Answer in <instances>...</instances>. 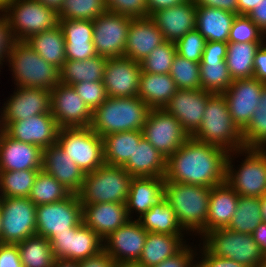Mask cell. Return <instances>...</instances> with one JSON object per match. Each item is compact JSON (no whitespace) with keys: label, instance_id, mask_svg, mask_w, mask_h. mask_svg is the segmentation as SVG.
<instances>
[{"label":"cell","instance_id":"6da1fadb","mask_svg":"<svg viewBox=\"0 0 266 267\" xmlns=\"http://www.w3.org/2000/svg\"><path fill=\"white\" fill-rule=\"evenodd\" d=\"M227 154L223 148L190 137L166 159L165 182L208 188L224 184Z\"/></svg>","mask_w":266,"mask_h":267},{"label":"cell","instance_id":"7a4b0ae2","mask_svg":"<svg viewBox=\"0 0 266 267\" xmlns=\"http://www.w3.org/2000/svg\"><path fill=\"white\" fill-rule=\"evenodd\" d=\"M150 111L138 96L108 97L93 111L90 127L102 138L123 131L143 130Z\"/></svg>","mask_w":266,"mask_h":267},{"label":"cell","instance_id":"3957f363","mask_svg":"<svg viewBox=\"0 0 266 267\" xmlns=\"http://www.w3.org/2000/svg\"><path fill=\"white\" fill-rule=\"evenodd\" d=\"M191 137L233 152V155L245 148L242 132L234 124L223 94H213L208 99L201 126Z\"/></svg>","mask_w":266,"mask_h":267},{"label":"cell","instance_id":"277c9868","mask_svg":"<svg viewBox=\"0 0 266 267\" xmlns=\"http://www.w3.org/2000/svg\"><path fill=\"white\" fill-rule=\"evenodd\" d=\"M211 188L165 182L164 198L175 211L177 220L184 230L206 235V219Z\"/></svg>","mask_w":266,"mask_h":267},{"label":"cell","instance_id":"5b68a950","mask_svg":"<svg viewBox=\"0 0 266 267\" xmlns=\"http://www.w3.org/2000/svg\"><path fill=\"white\" fill-rule=\"evenodd\" d=\"M7 58L16 87L51 90L59 83V69L46 62L26 41L14 40Z\"/></svg>","mask_w":266,"mask_h":267},{"label":"cell","instance_id":"8992f818","mask_svg":"<svg viewBox=\"0 0 266 267\" xmlns=\"http://www.w3.org/2000/svg\"><path fill=\"white\" fill-rule=\"evenodd\" d=\"M132 176L122 167L103 164L85 174L78 193L81 204L126 203Z\"/></svg>","mask_w":266,"mask_h":267},{"label":"cell","instance_id":"52a82bcc","mask_svg":"<svg viewBox=\"0 0 266 267\" xmlns=\"http://www.w3.org/2000/svg\"><path fill=\"white\" fill-rule=\"evenodd\" d=\"M0 12L6 13L14 40L25 41L32 35L59 25L58 12L36 0H14L0 9Z\"/></svg>","mask_w":266,"mask_h":267},{"label":"cell","instance_id":"ba28073f","mask_svg":"<svg viewBox=\"0 0 266 267\" xmlns=\"http://www.w3.org/2000/svg\"><path fill=\"white\" fill-rule=\"evenodd\" d=\"M203 240V245L217 257L234 260L247 267H257L266 261L252 234L220 228L208 232Z\"/></svg>","mask_w":266,"mask_h":267},{"label":"cell","instance_id":"9c48e42d","mask_svg":"<svg viewBox=\"0 0 266 267\" xmlns=\"http://www.w3.org/2000/svg\"><path fill=\"white\" fill-rule=\"evenodd\" d=\"M247 155L238 171L232 165V152L226 159V182L239 196L261 197L266 194V149L243 148ZM240 152V153H239Z\"/></svg>","mask_w":266,"mask_h":267},{"label":"cell","instance_id":"30bf717a","mask_svg":"<svg viewBox=\"0 0 266 267\" xmlns=\"http://www.w3.org/2000/svg\"><path fill=\"white\" fill-rule=\"evenodd\" d=\"M56 144L85 174L104 164L103 138L91 127L60 128Z\"/></svg>","mask_w":266,"mask_h":267},{"label":"cell","instance_id":"8fae6325","mask_svg":"<svg viewBox=\"0 0 266 267\" xmlns=\"http://www.w3.org/2000/svg\"><path fill=\"white\" fill-rule=\"evenodd\" d=\"M0 243L18 244L36 235V205L28 197H0Z\"/></svg>","mask_w":266,"mask_h":267},{"label":"cell","instance_id":"7c38bea8","mask_svg":"<svg viewBox=\"0 0 266 267\" xmlns=\"http://www.w3.org/2000/svg\"><path fill=\"white\" fill-rule=\"evenodd\" d=\"M82 219L78 194L55 203L36 206V235L49 239L53 234L69 233Z\"/></svg>","mask_w":266,"mask_h":267},{"label":"cell","instance_id":"4fadbf2b","mask_svg":"<svg viewBox=\"0 0 266 267\" xmlns=\"http://www.w3.org/2000/svg\"><path fill=\"white\" fill-rule=\"evenodd\" d=\"M142 131L166 159L190 138L181 123L164 108L151 109Z\"/></svg>","mask_w":266,"mask_h":267},{"label":"cell","instance_id":"5bb4252c","mask_svg":"<svg viewBox=\"0 0 266 267\" xmlns=\"http://www.w3.org/2000/svg\"><path fill=\"white\" fill-rule=\"evenodd\" d=\"M131 17L106 11L93 20V44L97 55L125 57Z\"/></svg>","mask_w":266,"mask_h":267},{"label":"cell","instance_id":"9a60e30c","mask_svg":"<svg viewBox=\"0 0 266 267\" xmlns=\"http://www.w3.org/2000/svg\"><path fill=\"white\" fill-rule=\"evenodd\" d=\"M55 259L79 262L103 249V240L83 221L69 233L53 234L49 239Z\"/></svg>","mask_w":266,"mask_h":267},{"label":"cell","instance_id":"2e32d148","mask_svg":"<svg viewBox=\"0 0 266 267\" xmlns=\"http://www.w3.org/2000/svg\"><path fill=\"white\" fill-rule=\"evenodd\" d=\"M51 113L60 128L90 127L93 112L73 86L58 83L50 90Z\"/></svg>","mask_w":266,"mask_h":267},{"label":"cell","instance_id":"e0dca14e","mask_svg":"<svg viewBox=\"0 0 266 267\" xmlns=\"http://www.w3.org/2000/svg\"><path fill=\"white\" fill-rule=\"evenodd\" d=\"M266 84L255 78L233 80L223 93L234 124L242 132L258 108L260 94Z\"/></svg>","mask_w":266,"mask_h":267},{"label":"cell","instance_id":"ac0fdd59","mask_svg":"<svg viewBox=\"0 0 266 267\" xmlns=\"http://www.w3.org/2000/svg\"><path fill=\"white\" fill-rule=\"evenodd\" d=\"M147 234L137 219H130L103 240V249L116 263H137Z\"/></svg>","mask_w":266,"mask_h":267},{"label":"cell","instance_id":"d6986e66","mask_svg":"<svg viewBox=\"0 0 266 267\" xmlns=\"http://www.w3.org/2000/svg\"><path fill=\"white\" fill-rule=\"evenodd\" d=\"M226 42L208 41L200 61L201 89L213 94H223L233 79L226 63Z\"/></svg>","mask_w":266,"mask_h":267},{"label":"cell","instance_id":"ffe728a7","mask_svg":"<svg viewBox=\"0 0 266 267\" xmlns=\"http://www.w3.org/2000/svg\"><path fill=\"white\" fill-rule=\"evenodd\" d=\"M1 129L13 139L45 149L56 145L60 127L52 113H43L28 119L7 122Z\"/></svg>","mask_w":266,"mask_h":267},{"label":"cell","instance_id":"44dd1931","mask_svg":"<svg viewBox=\"0 0 266 267\" xmlns=\"http://www.w3.org/2000/svg\"><path fill=\"white\" fill-rule=\"evenodd\" d=\"M14 95L6 101L0 116V129L7 122L51 113L50 90L33 87H17ZM2 122V123H1Z\"/></svg>","mask_w":266,"mask_h":267},{"label":"cell","instance_id":"7402d4cb","mask_svg":"<svg viewBox=\"0 0 266 267\" xmlns=\"http://www.w3.org/2000/svg\"><path fill=\"white\" fill-rule=\"evenodd\" d=\"M141 65L127 57L107 59L103 84L108 97H135L141 77Z\"/></svg>","mask_w":266,"mask_h":267},{"label":"cell","instance_id":"603a6c76","mask_svg":"<svg viewBox=\"0 0 266 267\" xmlns=\"http://www.w3.org/2000/svg\"><path fill=\"white\" fill-rule=\"evenodd\" d=\"M213 95L203 89H177L165 106L191 137L201 126L208 99Z\"/></svg>","mask_w":266,"mask_h":267},{"label":"cell","instance_id":"cb8c5ba5","mask_svg":"<svg viewBox=\"0 0 266 267\" xmlns=\"http://www.w3.org/2000/svg\"><path fill=\"white\" fill-rule=\"evenodd\" d=\"M197 6L193 0L159 10L149 17L162 32L165 41L176 43L187 32L196 29Z\"/></svg>","mask_w":266,"mask_h":267},{"label":"cell","instance_id":"d4e9b609","mask_svg":"<svg viewBox=\"0 0 266 267\" xmlns=\"http://www.w3.org/2000/svg\"><path fill=\"white\" fill-rule=\"evenodd\" d=\"M42 169V149L8 136L0 129V171Z\"/></svg>","mask_w":266,"mask_h":267},{"label":"cell","instance_id":"484cf974","mask_svg":"<svg viewBox=\"0 0 266 267\" xmlns=\"http://www.w3.org/2000/svg\"><path fill=\"white\" fill-rule=\"evenodd\" d=\"M81 205L83 223L102 240L131 219L125 203L104 202Z\"/></svg>","mask_w":266,"mask_h":267},{"label":"cell","instance_id":"4316f807","mask_svg":"<svg viewBox=\"0 0 266 267\" xmlns=\"http://www.w3.org/2000/svg\"><path fill=\"white\" fill-rule=\"evenodd\" d=\"M42 170L55 177L71 193L78 194L85 173L57 144L42 149Z\"/></svg>","mask_w":266,"mask_h":267},{"label":"cell","instance_id":"83f0119b","mask_svg":"<svg viewBox=\"0 0 266 267\" xmlns=\"http://www.w3.org/2000/svg\"><path fill=\"white\" fill-rule=\"evenodd\" d=\"M164 42L162 32L150 17L132 18L128 30L125 57L140 63Z\"/></svg>","mask_w":266,"mask_h":267},{"label":"cell","instance_id":"f1b7e54d","mask_svg":"<svg viewBox=\"0 0 266 267\" xmlns=\"http://www.w3.org/2000/svg\"><path fill=\"white\" fill-rule=\"evenodd\" d=\"M238 197L227 182L211 188L206 234L215 229L228 227L237 209Z\"/></svg>","mask_w":266,"mask_h":267},{"label":"cell","instance_id":"f546056e","mask_svg":"<svg viewBox=\"0 0 266 267\" xmlns=\"http://www.w3.org/2000/svg\"><path fill=\"white\" fill-rule=\"evenodd\" d=\"M164 177H133L126 200L128 215L136 211L139 217L164 197Z\"/></svg>","mask_w":266,"mask_h":267},{"label":"cell","instance_id":"4dcf8cb0","mask_svg":"<svg viewBox=\"0 0 266 267\" xmlns=\"http://www.w3.org/2000/svg\"><path fill=\"white\" fill-rule=\"evenodd\" d=\"M122 167L132 177H164L166 158L143 137Z\"/></svg>","mask_w":266,"mask_h":267},{"label":"cell","instance_id":"1f68e13d","mask_svg":"<svg viewBox=\"0 0 266 267\" xmlns=\"http://www.w3.org/2000/svg\"><path fill=\"white\" fill-rule=\"evenodd\" d=\"M236 14L218 9L197 6L196 29L208 41L228 43L229 33Z\"/></svg>","mask_w":266,"mask_h":267},{"label":"cell","instance_id":"d6a6232c","mask_svg":"<svg viewBox=\"0 0 266 267\" xmlns=\"http://www.w3.org/2000/svg\"><path fill=\"white\" fill-rule=\"evenodd\" d=\"M176 91L170 74L141 73L137 96L151 109L165 108Z\"/></svg>","mask_w":266,"mask_h":267},{"label":"cell","instance_id":"836d02e7","mask_svg":"<svg viewBox=\"0 0 266 267\" xmlns=\"http://www.w3.org/2000/svg\"><path fill=\"white\" fill-rule=\"evenodd\" d=\"M183 234H161L148 232L140 259L141 267H153L178 253L186 244Z\"/></svg>","mask_w":266,"mask_h":267},{"label":"cell","instance_id":"e575fe53","mask_svg":"<svg viewBox=\"0 0 266 267\" xmlns=\"http://www.w3.org/2000/svg\"><path fill=\"white\" fill-rule=\"evenodd\" d=\"M107 58L96 55L87 60H66L59 69V82L75 85L81 82L103 81Z\"/></svg>","mask_w":266,"mask_h":267},{"label":"cell","instance_id":"d590c367","mask_svg":"<svg viewBox=\"0 0 266 267\" xmlns=\"http://www.w3.org/2000/svg\"><path fill=\"white\" fill-rule=\"evenodd\" d=\"M142 130L123 131L103 137L104 163L123 166L143 138Z\"/></svg>","mask_w":266,"mask_h":267},{"label":"cell","instance_id":"8d00e7d4","mask_svg":"<svg viewBox=\"0 0 266 267\" xmlns=\"http://www.w3.org/2000/svg\"><path fill=\"white\" fill-rule=\"evenodd\" d=\"M25 41L46 62L56 68L60 69L66 62L64 33L59 25L51 30L32 35Z\"/></svg>","mask_w":266,"mask_h":267},{"label":"cell","instance_id":"74e56055","mask_svg":"<svg viewBox=\"0 0 266 267\" xmlns=\"http://www.w3.org/2000/svg\"><path fill=\"white\" fill-rule=\"evenodd\" d=\"M137 220L147 232L182 234L184 231L177 220L175 211L164 197Z\"/></svg>","mask_w":266,"mask_h":267},{"label":"cell","instance_id":"f35d334b","mask_svg":"<svg viewBox=\"0 0 266 267\" xmlns=\"http://www.w3.org/2000/svg\"><path fill=\"white\" fill-rule=\"evenodd\" d=\"M262 43H228L226 63L233 80L253 78L254 56Z\"/></svg>","mask_w":266,"mask_h":267},{"label":"cell","instance_id":"ab89813d","mask_svg":"<svg viewBox=\"0 0 266 267\" xmlns=\"http://www.w3.org/2000/svg\"><path fill=\"white\" fill-rule=\"evenodd\" d=\"M262 221L260 198L239 196L237 209L227 229L252 234Z\"/></svg>","mask_w":266,"mask_h":267},{"label":"cell","instance_id":"60d3db41","mask_svg":"<svg viewBox=\"0 0 266 267\" xmlns=\"http://www.w3.org/2000/svg\"><path fill=\"white\" fill-rule=\"evenodd\" d=\"M17 246L23 267H52L55 258L47 238L34 235Z\"/></svg>","mask_w":266,"mask_h":267},{"label":"cell","instance_id":"b9f144b4","mask_svg":"<svg viewBox=\"0 0 266 267\" xmlns=\"http://www.w3.org/2000/svg\"><path fill=\"white\" fill-rule=\"evenodd\" d=\"M71 192L55 177L40 170L32 186L29 199L36 205L59 202L67 198Z\"/></svg>","mask_w":266,"mask_h":267},{"label":"cell","instance_id":"7bdbcfd3","mask_svg":"<svg viewBox=\"0 0 266 267\" xmlns=\"http://www.w3.org/2000/svg\"><path fill=\"white\" fill-rule=\"evenodd\" d=\"M40 170L0 171V197H29Z\"/></svg>","mask_w":266,"mask_h":267},{"label":"cell","instance_id":"ee69618b","mask_svg":"<svg viewBox=\"0 0 266 267\" xmlns=\"http://www.w3.org/2000/svg\"><path fill=\"white\" fill-rule=\"evenodd\" d=\"M245 148L265 149L266 144V85L260 94L258 108L248 126L242 131Z\"/></svg>","mask_w":266,"mask_h":267},{"label":"cell","instance_id":"f6af8a7d","mask_svg":"<svg viewBox=\"0 0 266 267\" xmlns=\"http://www.w3.org/2000/svg\"><path fill=\"white\" fill-rule=\"evenodd\" d=\"M107 11L106 0H64L59 19L95 20Z\"/></svg>","mask_w":266,"mask_h":267},{"label":"cell","instance_id":"bcb514c9","mask_svg":"<svg viewBox=\"0 0 266 267\" xmlns=\"http://www.w3.org/2000/svg\"><path fill=\"white\" fill-rule=\"evenodd\" d=\"M170 76L177 89H200V63L187 60L176 54L171 65Z\"/></svg>","mask_w":266,"mask_h":267},{"label":"cell","instance_id":"7dc6e473","mask_svg":"<svg viewBox=\"0 0 266 267\" xmlns=\"http://www.w3.org/2000/svg\"><path fill=\"white\" fill-rule=\"evenodd\" d=\"M176 54L175 43L165 41L140 62L141 70L153 74H169Z\"/></svg>","mask_w":266,"mask_h":267},{"label":"cell","instance_id":"c3c4849f","mask_svg":"<svg viewBox=\"0 0 266 267\" xmlns=\"http://www.w3.org/2000/svg\"><path fill=\"white\" fill-rule=\"evenodd\" d=\"M264 37V33L247 15H237L229 33L228 43H263Z\"/></svg>","mask_w":266,"mask_h":267},{"label":"cell","instance_id":"681fc988","mask_svg":"<svg viewBox=\"0 0 266 267\" xmlns=\"http://www.w3.org/2000/svg\"><path fill=\"white\" fill-rule=\"evenodd\" d=\"M206 39L197 29L187 32L176 45V52L179 56L200 63L204 52Z\"/></svg>","mask_w":266,"mask_h":267},{"label":"cell","instance_id":"f907efd6","mask_svg":"<svg viewBox=\"0 0 266 267\" xmlns=\"http://www.w3.org/2000/svg\"><path fill=\"white\" fill-rule=\"evenodd\" d=\"M65 43L93 42V21L59 19Z\"/></svg>","mask_w":266,"mask_h":267},{"label":"cell","instance_id":"816d5d0a","mask_svg":"<svg viewBox=\"0 0 266 267\" xmlns=\"http://www.w3.org/2000/svg\"><path fill=\"white\" fill-rule=\"evenodd\" d=\"M72 86L92 112L108 98L103 81H85Z\"/></svg>","mask_w":266,"mask_h":267},{"label":"cell","instance_id":"f5cc1de1","mask_svg":"<svg viewBox=\"0 0 266 267\" xmlns=\"http://www.w3.org/2000/svg\"><path fill=\"white\" fill-rule=\"evenodd\" d=\"M107 10L131 18L148 17L146 0H106Z\"/></svg>","mask_w":266,"mask_h":267},{"label":"cell","instance_id":"db71d44e","mask_svg":"<svg viewBox=\"0 0 266 267\" xmlns=\"http://www.w3.org/2000/svg\"><path fill=\"white\" fill-rule=\"evenodd\" d=\"M93 42L65 43L66 60H87L96 56Z\"/></svg>","mask_w":266,"mask_h":267},{"label":"cell","instance_id":"11a10c76","mask_svg":"<svg viewBox=\"0 0 266 267\" xmlns=\"http://www.w3.org/2000/svg\"><path fill=\"white\" fill-rule=\"evenodd\" d=\"M0 267H23L17 244L0 243Z\"/></svg>","mask_w":266,"mask_h":267},{"label":"cell","instance_id":"9f6ffc18","mask_svg":"<svg viewBox=\"0 0 266 267\" xmlns=\"http://www.w3.org/2000/svg\"><path fill=\"white\" fill-rule=\"evenodd\" d=\"M0 66L3 65L4 58H7V55L11 49V46L14 42V39L11 35L9 24L5 13L0 14Z\"/></svg>","mask_w":266,"mask_h":267},{"label":"cell","instance_id":"6f0895ef","mask_svg":"<svg viewBox=\"0 0 266 267\" xmlns=\"http://www.w3.org/2000/svg\"><path fill=\"white\" fill-rule=\"evenodd\" d=\"M193 252L194 251L191 247L185 245L178 253L153 267H187V265L195 257Z\"/></svg>","mask_w":266,"mask_h":267},{"label":"cell","instance_id":"680465c9","mask_svg":"<svg viewBox=\"0 0 266 267\" xmlns=\"http://www.w3.org/2000/svg\"><path fill=\"white\" fill-rule=\"evenodd\" d=\"M253 78L266 84V44L257 49L253 62Z\"/></svg>","mask_w":266,"mask_h":267},{"label":"cell","instance_id":"91938a15","mask_svg":"<svg viewBox=\"0 0 266 267\" xmlns=\"http://www.w3.org/2000/svg\"><path fill=\"white\" fill-rule=\"evenodd\" d=\"M78 263L79 267H115L117 264L104 249Z\"/></svg>","mask_w":266,"mask_h":267},{"label":"cell","instance_id":"94428289","mask_svg":"<svg viewBox=\"0 0 266 267\" xmlns=\"http://www.w3.org/2000/svg\"><path fill=\"white\" fill-rule=\"evenodd\" d=\"M201 250H203V257L201 259L207 267H247L246 265L234 260L213 255L204 245Z\"/></svg>","mask_w":266,"mask_h":267},{"label":"cell","instance_id":"6125c7cd","mask_svg":"<svg viewBox=\"0 0 266 267\" xmlns=\"http://www.w3.org/2000/svg\"><path fill=\"white\" fill-rule=\"evenodd\" d=\"M196 6L218 8L238 15V0H193Z\"/></svg>","mask_w":266,"mask_h":267},{"label":"cell","instance_id":"be15d7a7","mask_svg":"<svg viewBox=\"0 0 266 267\" xmlns=\"http://www.w3.org/2000/svg\"><path fill=\"white\" fill-rule=\"evenodd\" d=\"M258 28L266 34V0H261L259 4L247 15Z\"/></svg>","mask_w":266,"mask_h":267},{"label":"cell","instance_id":"e7e4bbea","mask_svg":"<svg viewBox=\"0 0 266 267\" xmlns=\"http://www.w3.org/2000/svg\"><path fill=\"white\" fill-rule=\"evenodd\" d=\"M188 1L190 0H146L148 17L154 12L181 5Z\"/></svg>","mask_w":266,"mask_h":267},{"label":"cell","instance_id":"03108f58","mask_svg":"<svg viewBox=\"0 0 266 267\" xmlns=\"http://www.w3.org/2000/svg\"><path fill=\"white\" fill-rule=\"evenodd\" d=\"M253 239L266 256V222L262 221L252 233Z\"/></svg>","mask_w":266,"mask_h":267},{"label":"cell","instance_id":"003e7915","mask_svg":"<svg viewBox=\"0 0 266 267\" xmlns=\"http://www.w3.org/2000/svg\"><path fill=\"white\" fill-rule=\"evenodd\" d=\"M261 0H238V15H248Z\"/></svg>","mask_w":266,"mask_h":267},{"label":"cell","instance_id":"a7ac6f4b","mask_svg":"<svg viewBox=\"0 0 266 267\" xmlns=\"http://www.w3.org/2000/svg\"><path fill=\"white\" fill-rule=\"evenodd\" d=\"M36 1L58 12L61 9L64 0H36Z\"/></svg>","mask_w":266,"mask_h":267},{"label":"cell","instance_id":"89a4df30","mask_svg":"<svg viewBox=\"0 0 266 267\" xmlns=\"http://www.w3.org/2000/svg\"><path fill=\"white\" fill-rule=\"evenodd\" d=\"M52 267H79L78 262L55 259Z\"/></svg>","mask_w":266,"mask_h":267},{"label":"cell","instance_id":"2644e50d","mask_svg":"<svg viewBox=\"0 0 266 267\" xmlns=\"http://www.w3.org/2000/svg\"><path fill=\"white\" fill-rule=\"evenodd\" d=\"M260 202L262 220L266 222V194L260 197Z\"/></svg>","mask_w":266,"mask_h":267},{"label":"cell","instance_id":"8c879c8a","mask_svg":"<svg viewBox=\"0 0 266 267\" xmlns=\"http://www.w3.org/2000/svg\"><path fill=\"white\" fill-rule=\"evenodd\" d=\"M193 262L194 261L192 259L191 262L187 265V267H207L206 264L202 260H200V262L198 261V263L194 262L195 264H193Z\"/></svg>","mask_w":266,"mask_h":267},{"label":"cell","instance_id":"753ad0ef","mask_svg":"<svg viewBox=\"0 0 266 267\" xmlns=\"http://www.w3.org/2000/svg\"><path fill=\"white\" fill-rule=\"evenodd\" d=\"M115 267H141L136 263H117Z\"/></svg>","mask_w":266,"mask_h":267},{"label":"cell","instance_id":"34e18365","mask_svg":"<svg viewBox=\"0 0 266 267\" xmlns=\"http://www.w3.org/2000/svg\"><path fill=\"white\" fill-rule=\"evenodd\" d=\"M14 0H0V9H2L7 3Z\"/></svg>","mask_w":266,"mask_h":267},{"label":"cell","instance_id":"11e5206c","mask_svg":"<svg viewBox=\"0 0 266 267\" xmlns=\"http://www.w3.org/2000/svg\"><path fill=\"white\" fill-rule=\"evenodd\" d=\"M1 232H2V216L0 212V239H1Z\"/></svg>","mask_w":266,"mask_h":267},{"label":"cell","instance_id":"2a66077c","mask_svg":"<svg viewBox=\"0 0 266 267\" xmlns=\"http://www.w3.org/2000/svg\"><path fill=\"white\" fill-rule=\"evenodd\" d=\"M257 267H266V261L263 262L262 264H259Z\"/></svg>","mask_w":266,"mask_h":267}]
</instances>
